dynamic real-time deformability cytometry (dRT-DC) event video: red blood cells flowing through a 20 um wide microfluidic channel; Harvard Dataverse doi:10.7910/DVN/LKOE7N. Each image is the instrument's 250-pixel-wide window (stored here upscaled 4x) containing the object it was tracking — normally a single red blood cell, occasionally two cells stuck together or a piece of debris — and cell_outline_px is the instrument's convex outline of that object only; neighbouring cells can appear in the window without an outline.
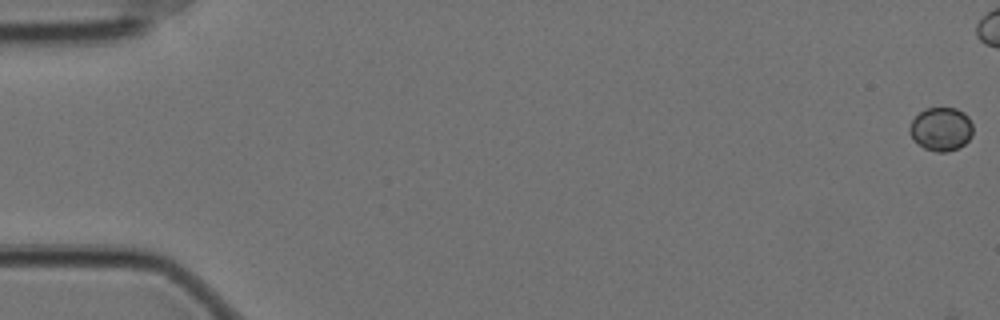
{"species": "Egyptian fruit bat (a non-hibernating species)", "species_latin": "Rousettus aegyptiacus", "temperature_condition": "cold", "stored_images_in_passage": 9, "camera_frame_rate_fps": 3000, "um_per_image_px": 0.085, "animal": {"sex": "female"}, "frame": {"image": 1, "passage_image": 1, "time_ms": 0.0, "image_size_px": [1000, 320], "cell_outline_px": [[972, 136], [960, 148], [948, 152], [936, 152], [924, 148], [912, 140], [908, 128], [912, 120], [924, 108], [956, 108], [964, 112], [968, 116], [972, 124]], "centroid_in_image_um": [79.99, 10.98], "position_along_channel_um": 5.0, "area_um2": 16.3}}